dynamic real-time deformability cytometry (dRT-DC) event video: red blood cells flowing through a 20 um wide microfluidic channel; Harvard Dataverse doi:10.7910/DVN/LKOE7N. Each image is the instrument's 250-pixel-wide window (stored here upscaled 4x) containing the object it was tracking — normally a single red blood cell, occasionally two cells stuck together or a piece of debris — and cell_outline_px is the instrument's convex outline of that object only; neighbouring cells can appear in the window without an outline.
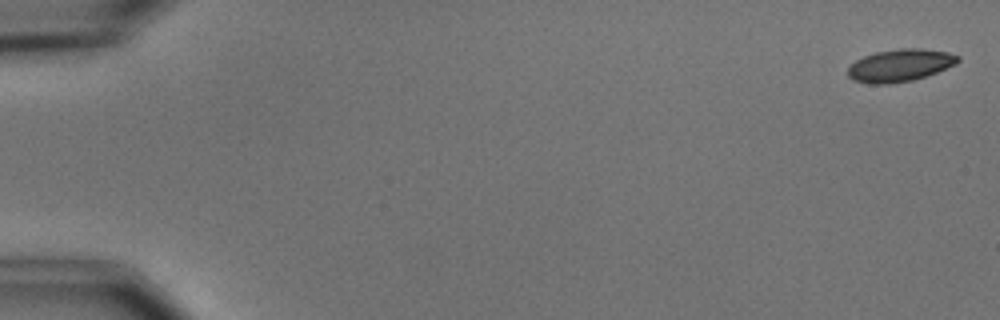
{"species": "common noctule bat (a hibernating species)", "species_latin": "Nyctalus noctula", "temperature_condition": "cold", "stored_images_in_passage": 5, "camera_frame_rate_fps": 3000, "um_per_image_px": 0.085, "animal": {"sex": "male", "body_mass_g": 15.6}, "frame": {"image": 1, "passage_image": 1, "time_ms": 0.0, "image_size_px": [1000, 320], "cell_outline_px": [[960, 60], [956, 64], [936, 72], [912, 80], [888, 84], [868, 84], [852, 80], [848, 76], [848, 68], [856, 60], [864, 56], [876, 52], [900, 48], [920, 48], [948, 52], [960, 56]], "centroid_in_image_um": [76.49, 5.55], "position_along_channel_um": 8.5, "area_um2": 20.75}}